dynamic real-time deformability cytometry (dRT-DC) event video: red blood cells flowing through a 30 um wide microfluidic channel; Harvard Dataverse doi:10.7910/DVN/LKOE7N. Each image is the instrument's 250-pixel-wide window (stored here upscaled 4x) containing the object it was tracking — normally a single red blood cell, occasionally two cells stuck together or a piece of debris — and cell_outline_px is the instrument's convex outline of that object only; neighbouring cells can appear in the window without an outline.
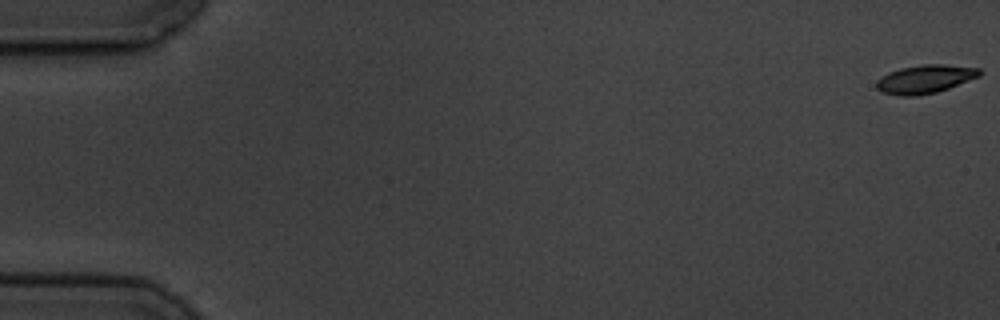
{"species": "common noctule bat (a hibernating species)", "species_latin": "Nyctalus noctula", "temperature_condition": "cold", "stored_images_in_passage": 5, "camera_frame_rate_fps": 3000, "um_per_image_px": 0.085, "animal": {"sex": "male", "body_mass_g": 19.5, "forearm_length_mm": 54.6}, "frame": {"image": 1, "passage_image": 1, "time_ms": 0.0, "image_size_px": [1000, 320], "cell_outline_px": [[984, 72], [980, 76], [948, 88], [936, 92], [916, 96], [896, 96], [880, 92], [876, 88], [876, 80], [888, 72], [900, 68], [924, 64], [940, 64], [980, 68]], "centroid_in_image_um": [78.6, 6.73], "position_along_channel_um": 6.4, "area_um2": 17.22}}
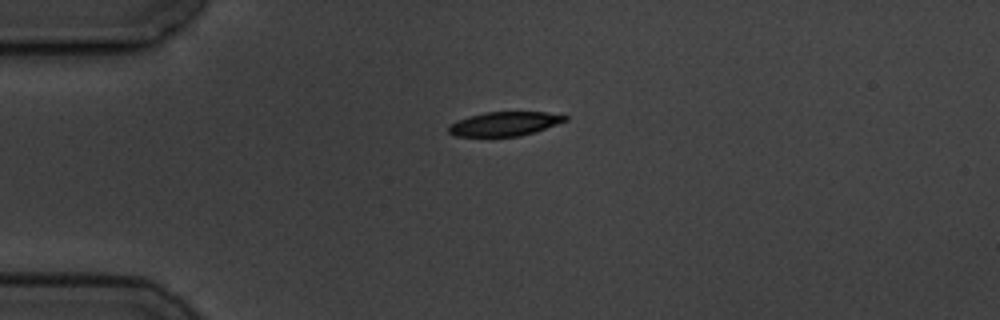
{"frame": {"image": 2, "passage_image": 4, "time_ms": 4.667, "image_size_px": [1000, 320], "cell_outline_px": [[568, 120], [520, 136], [456, 136], [448, 132], [448, 124], [456, 120], [468, 116], [484, 112], [548, 112], [568, 116]], "centroid_in_image_um": [42.84, 10.51], "position_along_channel_um": 42.2, "area_um2": 16.3}}